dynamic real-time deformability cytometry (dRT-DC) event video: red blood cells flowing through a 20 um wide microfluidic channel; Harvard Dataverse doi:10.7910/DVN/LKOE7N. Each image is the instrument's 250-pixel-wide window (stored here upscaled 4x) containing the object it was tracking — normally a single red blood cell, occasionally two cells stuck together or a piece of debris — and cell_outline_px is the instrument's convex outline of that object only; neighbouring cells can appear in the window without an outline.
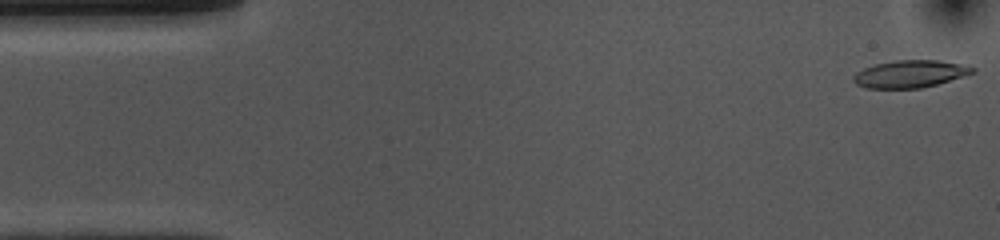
{"species": "common noctule bat (a hibernating species)", "species_latin": "Nyctalus noctula", "temperature_condition": "cold", "stored_images_in_passage": 52, "camera_frame_rate_fps": 3000, "um_per_image_px": 0.085, "animal": {"sex": "female", "body_mass_g": 10.0, "forearm_length_mm": 53.1}, "frame": {"image": 1, "passage_image": 1, "time_ms": 0.0, "image_size_px": [1000, 240], "cell_outline_px": [[976, 72], [936, 84], [920, 88], [864, 88], [856, 84], [852, 80], [852, 76], [856, 72], [864, 68], [876, 64], [896, 60], [940, 60], [960, 64], [976, 68]], "centroid_in_image_um": [77.32, 6.28], "position_along_channel_um": 7.7, "area_um2": 18.9}}
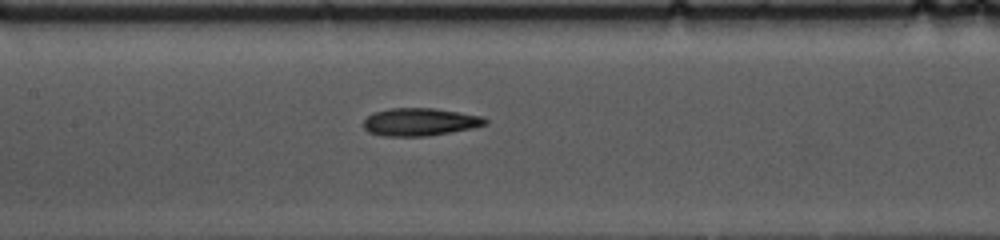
{"frame": {"image": 2, "passage_image": 23, "time_ms": 7.333, "image_size_px": [1000, 240], "cell_outline_px": [[488, 124], [472, 128], [428, 136], [384, 136], [368, 132], [364, 128], [364, 120], [372, 112], [388, 108], [436, 108], [480, 116], [488, 120]], "centroid_in_image_um": [35.67, 10.36], "position_along_channel_um": 171.7, "area_um2": 19.71}}
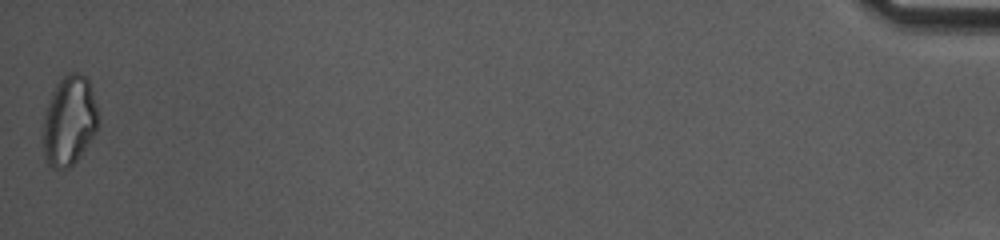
{"frame": {"image": 3, "passage_image": 52, "time_ms": 17.0, "image_size_px": [1000, 240], "cell_outline_px": [[100, 120], [96, 132], [80, 156], [68, 168], [52, 168], [48, 164], [44, 156], [44, 116], [52, 92], [60, 76], [68, 72], [80, 72], [88, 80], [100, 116]], "centroid_in_image_um": [5.91, 10.23], "position_along_channel_um": 429.3, "area_um2": 28.9}, "authors_computed_cell_mechanics": {"area_um2": 19.5942, "velocity_mm_per_s": 3.7278, "shape_relaxation_time_tau1_ms": 6.8179, "shape_relaxation_time_tau2_ms": 5.4503, "deformation_change_tau1": 0.1855, "deformation_change_tau2": 0.1527}}